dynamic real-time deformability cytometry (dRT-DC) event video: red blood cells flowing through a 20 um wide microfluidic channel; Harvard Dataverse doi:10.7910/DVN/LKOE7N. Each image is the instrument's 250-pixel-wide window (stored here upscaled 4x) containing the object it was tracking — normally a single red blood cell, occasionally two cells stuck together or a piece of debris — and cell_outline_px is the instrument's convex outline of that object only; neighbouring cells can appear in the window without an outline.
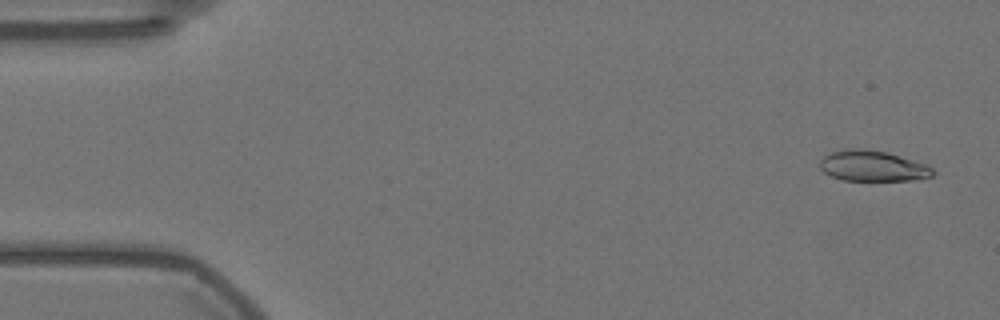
{"species": "Egyptian fruit bat (a non-hibernating species)", "species_latin": "Rousettus aegyptiacus", "temperature_condition": "warm", "stored_images_in_passage": 57, "camera_frame_rate_fps": 3000, "um_per_image_px": 0.085, "animal": {"sex": "female"}, "frame": {"image": 1, "passage_image": 3, "time_ms": 0.667, "image_size_px": [1000, 320], "cell_outline_px": [[936, 172], [932, 176], [912, 180], [844, 180], [832, 176], [824, 172], [820, 168], [820, 160], [824, 156], [832, 152], [856, 148], [864, 148], [888, 152], [928, 164]], "centroid_in_image_um": [74.22, 14.1], "position_along_channel_um": 10.8, "area_um2": 20.17}}
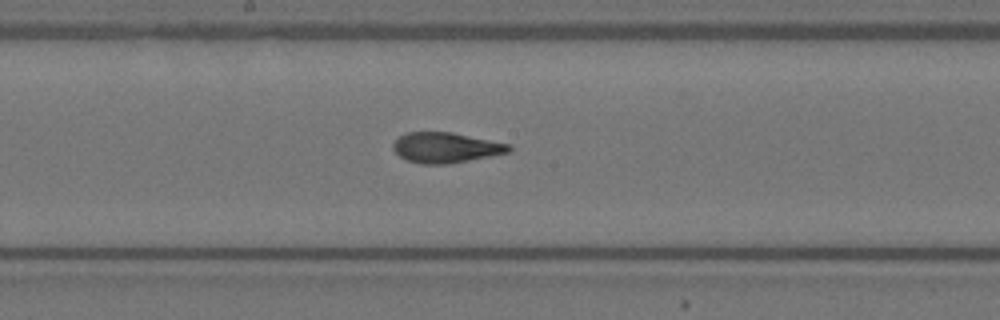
{"frame": {"image": 2, "passage_image": 30, "time_ms": 9.667, "image_size_px": [1000, 320], "cell_outline_px": [[512, 148], [508, 152], [448, 164], [420, 164], [408, 160], [400, 156], [392, 148], [392, 144], [404, 132], [452, 132], [512, 144]], "centroid_in_image_um": [37.88, 12.53], "position_along_channel_um": 210.3, "area_um2": 20.4}}
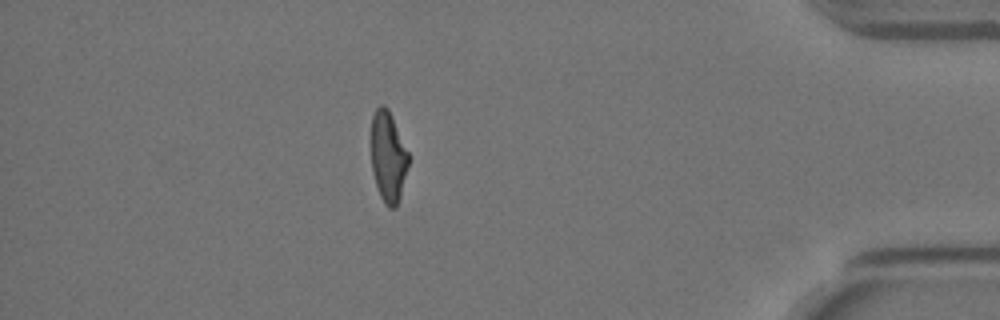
{"frame": {"image": 3, "passage_image": 50, "time_ms": 16.333, "image_size_px": [1000, 320], "cell_outline_px": [[408, 164], [400, 196], [396, 208], [388, 208], [384, 204], [380, 196], [372, 172], [372, 116], [376, 108], [380, 104], [384, 104], [388, 108], [392, 116], [408, 152]], "centroid_in_image_um": [32.98, 13.32], "position_along_channel_um": 402.2, "area_um2": 19.54}, "authors_computed_cell_mechanics": {"area_um2": 20.7502, "velocity_mm_per_s": 3.5528, "shape_relaxation_time_tau1_ms": 3.5803, "shape_relaxation_time_tau2_ms": 1.4308, "deformation_change_tau1": 0.1782, "deformation_change_tau2": 0.0988}}